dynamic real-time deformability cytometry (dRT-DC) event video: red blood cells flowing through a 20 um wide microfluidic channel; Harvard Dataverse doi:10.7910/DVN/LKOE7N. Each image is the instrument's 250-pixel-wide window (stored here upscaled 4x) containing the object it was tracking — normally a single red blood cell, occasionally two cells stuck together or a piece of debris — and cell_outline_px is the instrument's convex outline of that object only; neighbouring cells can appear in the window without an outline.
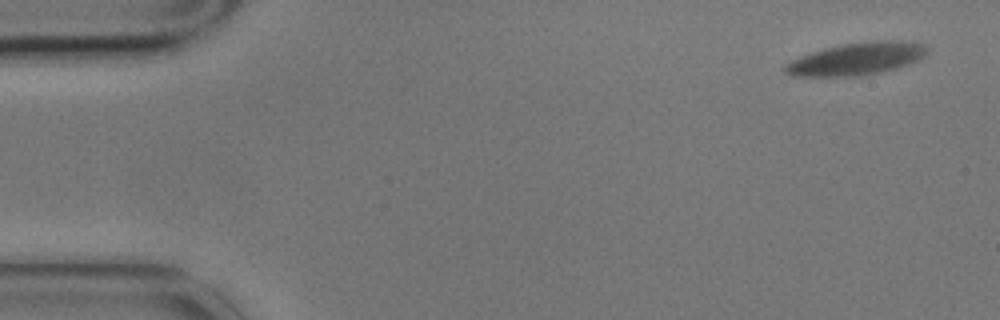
{"species": "common noctule bat (a hibernating species)", "species_latin": "Nyctalus noctula", "temperature_condition": "cold", "stored_images_in_passage": 4, "camera_frame_rate_fps": 3000, "um_per_image_px": 0.085, "animal": {"sex": "male", "body_mass_g": 17.9}, "frame": {"image": 1, "passage_image": 1, "time_ms": 0.0, "image_size_px": [1000, 320], "cell_outline_px": [[928, 52], [924, 56], [908, 64], [896, 68], [880, 72], [860, 76], [792, 76], [784, 72], [784, 64], [792, 60], [812, 52], [824, 48], [844, 44], [876, 40], [908, 40], [924, 44], [928, 48]], "centroid_in_image_um": [72.84, 4.99], "position_along_channel_um": 12.2, "area_um2": 26.82}}